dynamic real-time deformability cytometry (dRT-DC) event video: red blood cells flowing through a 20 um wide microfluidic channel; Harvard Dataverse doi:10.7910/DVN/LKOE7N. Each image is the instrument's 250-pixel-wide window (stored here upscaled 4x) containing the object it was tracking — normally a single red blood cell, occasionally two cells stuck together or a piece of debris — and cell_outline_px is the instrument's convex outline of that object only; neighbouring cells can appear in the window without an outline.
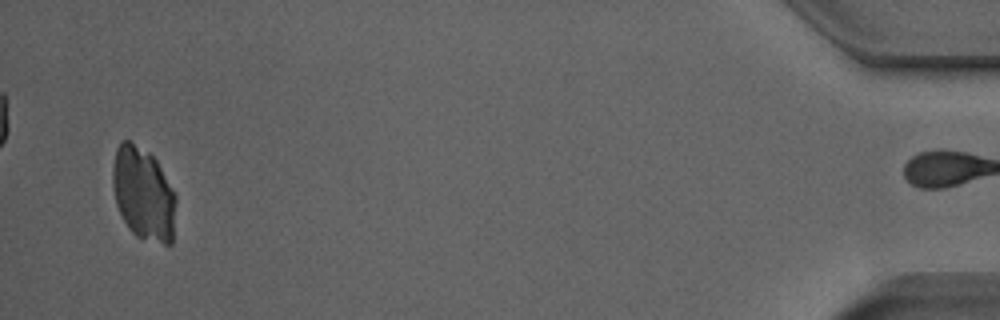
{"species": "Egyptian fruit bat (a non-hibernating species)", "species_latin": "Rousettus aegyptiacus", "temperature_condition": "room temperature", "stored_images_in_passage": 47, "camera_frame_rate_fps": 3000, "um_per_image_px": 0.085, "animal": {"sex": "male"}, "frame": {"image": 1, "passage_image": 46, "time_ms": 15.0, "image_size_px": [1000, 320], "cell_outline_px": [[176, 204], [172, 244], [164, 244], [136, 236], [128, 228], [116, 204], [112, 188], [112, 168], [116, 148], [120, 140], [128, 140], [148, 152], [156, 160], [176, 192]], "centroid_in_image_um": [12.19, 16.46], "position_along_channel_um": 423.0, "area_um2": 34.56}}